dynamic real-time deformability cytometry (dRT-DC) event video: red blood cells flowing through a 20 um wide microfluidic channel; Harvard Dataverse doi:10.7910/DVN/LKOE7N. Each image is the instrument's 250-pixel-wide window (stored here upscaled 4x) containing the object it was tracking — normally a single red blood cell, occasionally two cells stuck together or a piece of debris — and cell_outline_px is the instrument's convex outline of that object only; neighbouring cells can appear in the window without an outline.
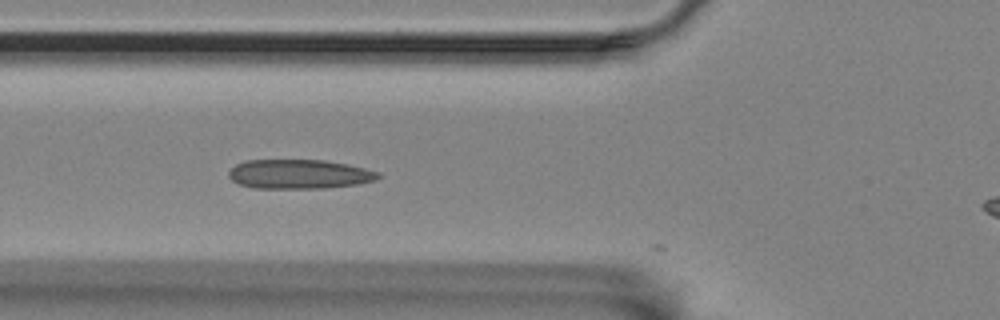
{"species": "Egyptian fruit bat (a non-hibernating species)", "species_latin": "Rousettus aegyptiacus", "temperature_condition": "room temperature", "stored_images_in_passage": 9, "camera_frame_rate_fps": 3000, "um_per_image_px": 0.085, "animal": {"sex": "female"}, "frame": {"image": 1, "passage_image": 7, "time_ms": 2.0, "image_size_px": [1000, 320], "cell_outline_px": [[380, 176], [376, 180], [356, 184], [324, 188], [256, 188], [240, 184], [232, 180], [228, 176], [228, 172], [236, 164], [244, 160], [324, 160], [348, 164], [380, 172]], "centroid_in_image_um": [25.43, 14.79], "position_along_channel_um": 100.4, "area_um2": 25.49}}